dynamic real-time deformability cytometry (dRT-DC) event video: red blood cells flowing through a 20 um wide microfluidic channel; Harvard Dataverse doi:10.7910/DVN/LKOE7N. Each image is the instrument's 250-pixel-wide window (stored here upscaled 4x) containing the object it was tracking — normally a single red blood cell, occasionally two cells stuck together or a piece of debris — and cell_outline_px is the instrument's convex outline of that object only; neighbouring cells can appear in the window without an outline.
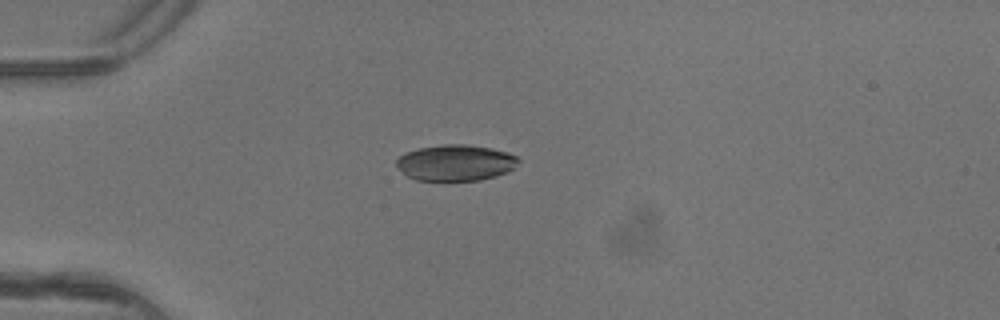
{"species": "common noctule bat (a hibernating species)", "species_latin": "Nyctalus noctula", "temperature_condition": "warm", "stored_images_in_passage": 5, "camera_frame_rate_fps": 3000, "um_per_image_px": 0.085, "animal": {"sex": "female"}, "frame": {"image": 1, "passage_image": 4, "time_ms": 1.0, "image_size_px": [1000, 320], "cell_outline_px": [[520, 160], [516, 168], [508, 172], [496, 176], [480, 180], [416, 180], [408, 176], [396, 164], [396, 160], [400, 156], [408, 152], [420, 148], [444, 144], [464, 144], [492, 148], [508, 152], [516, 156]], "centroid_in_image_um": [38.79, 13.83], "position_along_channel_um": 46.2, "area_um2": 25.55}}